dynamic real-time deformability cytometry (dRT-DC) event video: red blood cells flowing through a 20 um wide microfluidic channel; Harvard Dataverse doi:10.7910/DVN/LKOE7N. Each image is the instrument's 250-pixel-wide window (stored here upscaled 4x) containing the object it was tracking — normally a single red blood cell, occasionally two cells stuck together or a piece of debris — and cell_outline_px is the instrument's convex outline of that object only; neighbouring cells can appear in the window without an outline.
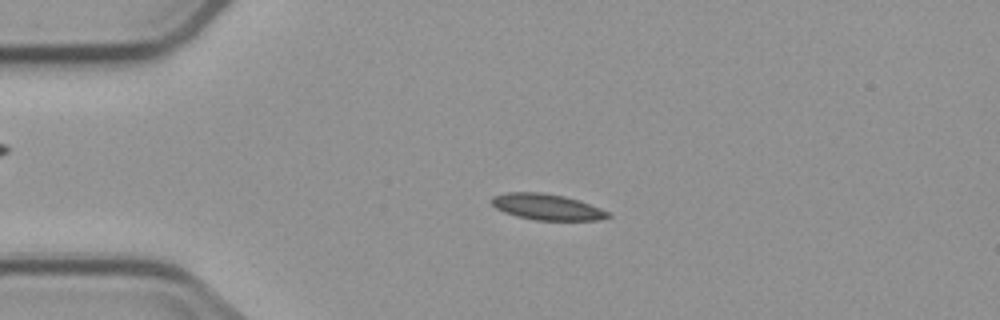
{"species": "common noctule bat (a hibernating species)", "species_latin": "Nyctalus noctula", "temperature_condition": "cold", "stored_images_in_passage": 2, "camera_frame_rate_fps": 3000, "um_per_image_px": 0.085, "animal": {"sex": "male", "body_mass_g": 23.1, "forearm_length_mm": 52.7}, "frame": {"image": 1, "passage_image": 2, "time_ms": 1.333, "image_size_px": [1000, 320], "cell_outline_px": [[612, 216], [600, 220], [536, 220], [516, 216], [504, 212], [496, 208], [492, 204], [492, 196], [508, 192], [544, 192], [564, 196], [600, 208], [608, 212]], "centroid_in_image_um": [46.47, 17.59], "position_along_channel_um": 38.5, "area_um2": 17.51}}